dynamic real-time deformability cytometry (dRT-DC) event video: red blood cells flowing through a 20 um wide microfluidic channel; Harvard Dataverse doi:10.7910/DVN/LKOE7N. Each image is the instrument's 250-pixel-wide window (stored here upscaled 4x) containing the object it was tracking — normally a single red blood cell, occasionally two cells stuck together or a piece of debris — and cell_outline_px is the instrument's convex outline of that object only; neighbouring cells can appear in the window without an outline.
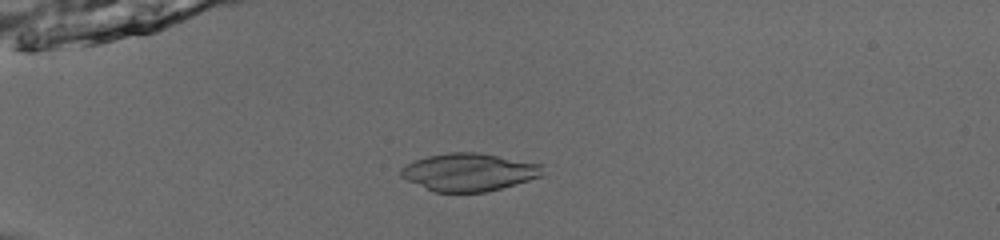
{"species": "common noctule bat (a hibernating species)", "species_latin": "Nyctalus noctula", "temperature_condition": "room temperature", "stored_images_in_passage": 39, "camera_frame_rate_fps": 3000, "um_per_image_px": 0.085, "animal": {"sex": "male", "body_mass_g": 13.0, "forearm_length_mm": 53.1}, "frame": {"image": 1, "passage_image": 2, "time_ms": 0.333, "image_size_px": [1000, 240], "cell_outline_px": [[544, 164], [540, 176], [516, 184], [484, 192], [436, 192], [408, 180], [400, 176], [400, 168], [416, 160], [428, 156], [448, 152], [476, 152]], "centroid_in_image_um": [39.87, 14.62], "position_along_channel_um": 45.1, "area_um2": 30.81}}
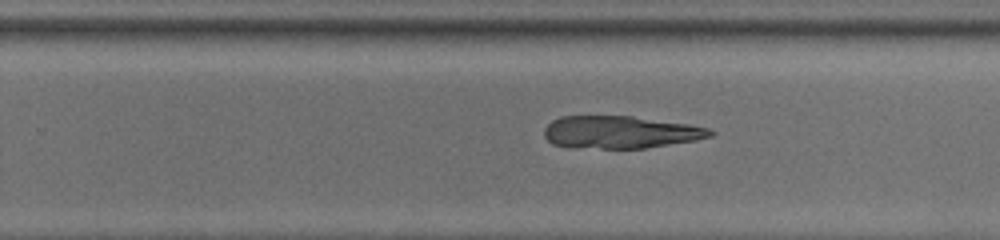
{"frame": {"image": 2, "passage_image": 22, "time_ms": 7.0, "image_size_px": [1000, 240], "cell_outline_px": [[716, 132], [712, 136], [696, 140], [644, 148], [568, 148], [552, 144], [544, 136], [544, 128], [552, 120], [560, 116], [632, 116], [688, 124], [708, 128]], "centroid_in_image_um": [52.69, 11.24], "position_along_channel_um": 277.1, "area_um2": 31.56}}
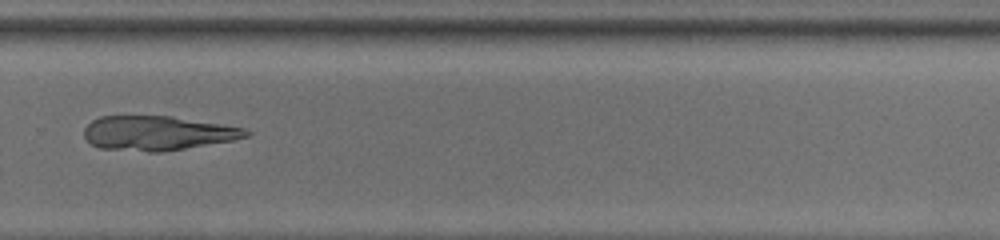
{"frame": {"image": 3, "passage_image": 25, "time_ms": 8.0, "image_size_px": [1000, 240], "cell_outline_px": [[252, 132], [248, 136], [232, 140], [164, 152], [148, 152], [100, 148], [92, 144], [84, 136], [84, 128], [92, 120], [100, 116], [172, 116], [244, 128]], "centroid_in_image_um": [13.37, 11.32], "position_along_channel_um": 316.4, "area_um2": 32.37}}